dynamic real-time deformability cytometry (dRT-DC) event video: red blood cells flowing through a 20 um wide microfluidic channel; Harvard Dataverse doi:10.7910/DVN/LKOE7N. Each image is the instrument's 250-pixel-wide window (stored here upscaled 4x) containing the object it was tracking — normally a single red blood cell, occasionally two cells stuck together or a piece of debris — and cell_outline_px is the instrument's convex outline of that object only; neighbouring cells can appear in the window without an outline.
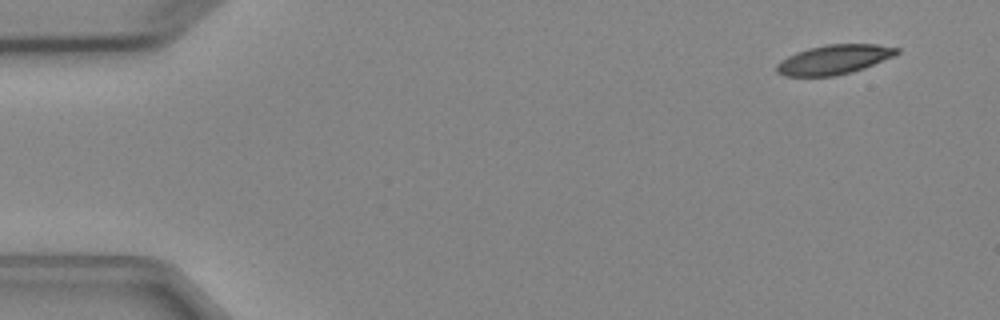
{"species": "Egyptian fruit bat (a non-hibernating species)", "species_latin": "Rousettus aegyptiacus", "temperature_condition": "cold", "stored_images_in_passage": 4, "camera_frame_rate_fps": 3000, "um_per_image_px": 0.085, "animal": {"sex": "female"}, "frame": {"image": 1, "passage_image": 1, "time_ms": 0.0, "image_size_px": [1000, 320], "cell_outline_px": [[900, 52], [896, 56], [864, 68], [852, 72], [836, 76], [784, 76], [776, 72], [776, 64], [780, 60], [796, 52], [808, 48], [828, 44], [876, 44], [900, 48]], "centroid_in_image_um": [70.91, 5.06], "position_along_channel_um": 14.1, "area_um2": 20.87}}
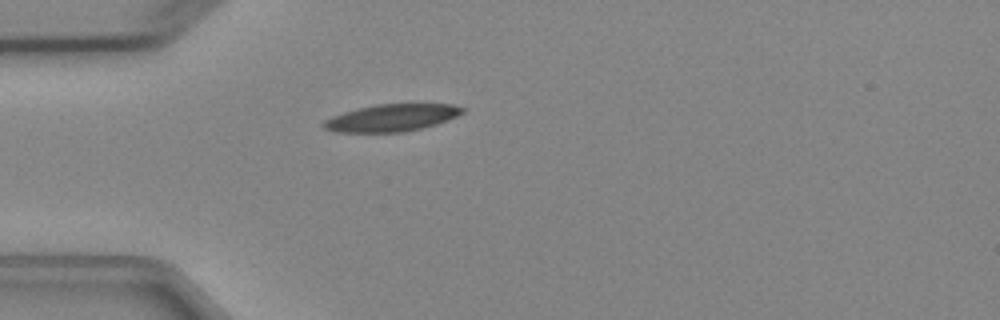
{"frame": {"image": 2, "passage_image": 4, "time_ms": 3.667, "image_size_px": [1000, 320], "cell_outline_px": [[468, 108], [464, 112], [448, 120], [436, 124], [404, 132], [336, 132], [324, 128], [320, 124], [324, 120], [332, 116], [344, 112], [376, 104], [412, 100], [452, 104]], "centroid_in_image_um": [33.39, 9.95], "position_along_channel_um": 51.6, "area_um2": 23.06}}